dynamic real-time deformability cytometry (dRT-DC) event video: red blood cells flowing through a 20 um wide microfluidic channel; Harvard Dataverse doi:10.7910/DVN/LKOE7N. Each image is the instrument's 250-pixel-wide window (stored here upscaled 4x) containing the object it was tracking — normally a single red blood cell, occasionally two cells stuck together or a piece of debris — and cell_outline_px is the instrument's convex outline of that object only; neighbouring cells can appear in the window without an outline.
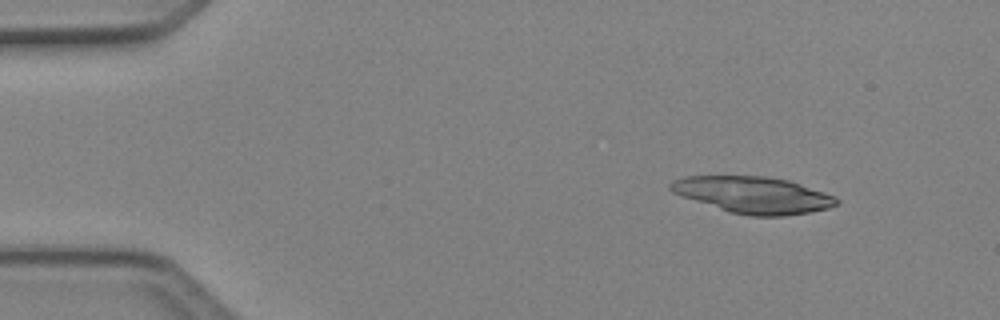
{"species": "Egyptian fruit bat (a non-hibernating species)", "species_latin": "Rousettus aegyptiacus", "temperature_condition": "cold", "stored_images_in_passage": 4, "camera_frame_rate_fps": 3000, "um_per_image_px": 0.085, "animal": {"sex": "female"}, "frame": {"image": 1, "passage_image": 1, "time_ms": 0.0, "image_size_px": [1000, 320], "cell_outline_px": [[840, 200], [836, 204], [828, 208], [808, 212], [784, 216], [752, 216], [728, 212], [672, 192], [668, 188], [668, 184], [672, 180], [684, 176], [764, 176], [788, 180], [836, 196]], "centroid_in_image_um": [64.0, 16.56], "position_along_channel_um": 21.0, "area_um2": 35.26}}